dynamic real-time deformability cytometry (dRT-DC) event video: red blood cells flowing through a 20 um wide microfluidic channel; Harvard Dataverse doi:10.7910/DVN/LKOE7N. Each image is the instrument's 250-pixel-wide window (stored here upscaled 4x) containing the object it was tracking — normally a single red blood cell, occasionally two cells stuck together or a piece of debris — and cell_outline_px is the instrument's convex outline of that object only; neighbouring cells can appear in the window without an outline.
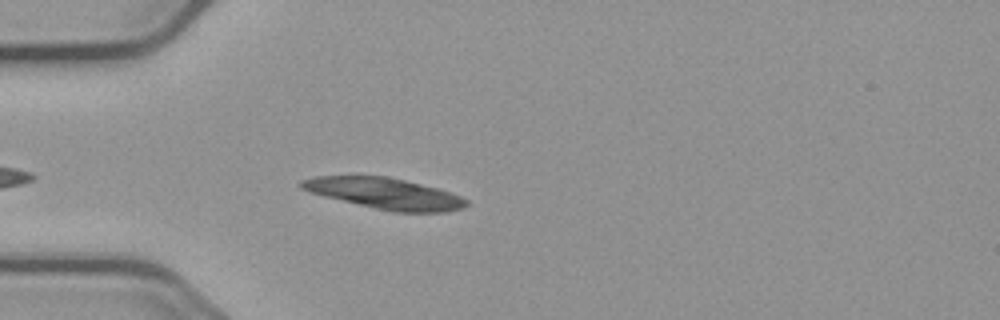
{"species": "common noctule bat (a hibernating species)", "species_latin": "Nyctalus noctula", "temperature_condition": "cold", "stored_images_in_passage": 43, "camera_frame_rate_fps": 3000, "um_per_image_px": 0.085, "animal": {"sex": "male", "body_mass_g": 23.1, "forearm_length_mm": 52.7}, "frame": {"image": 1, "passage_image": 3, "time_ms": 0.667, "image_size_px": [1000, 320], "cell_outline_px": [[472, 204], [464, 208], [444, 212], [392, 212], [324, 196], [308, 192], [300, 188], [296, 184], [300, 180], [312, 176], [384, 176], [404, 180], [436, 188], [460, 196], [468, 200]], "centroid_in_image_um": [32.67, 16.45], "position_along_channel_um": 52.3, "area_um2": 29.82}}